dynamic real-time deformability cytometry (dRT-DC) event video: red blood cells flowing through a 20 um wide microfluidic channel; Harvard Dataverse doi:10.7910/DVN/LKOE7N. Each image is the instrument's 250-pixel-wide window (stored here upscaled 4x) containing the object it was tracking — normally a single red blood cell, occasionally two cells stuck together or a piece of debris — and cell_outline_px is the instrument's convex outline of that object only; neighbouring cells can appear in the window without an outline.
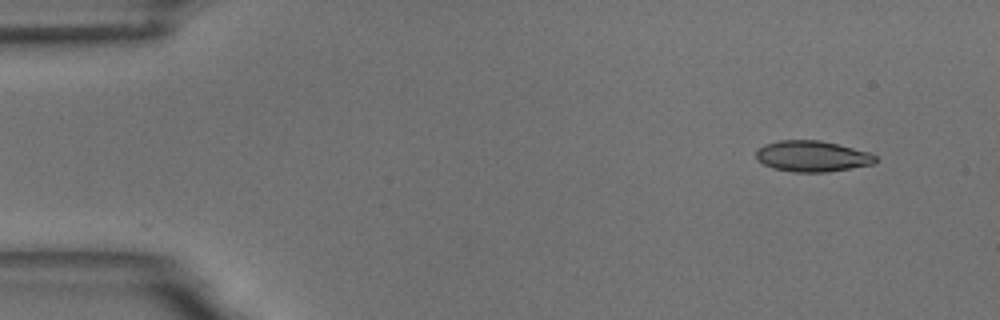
{"species": "common noctule bat (a hibernating species)", "species_latin": "Nyctalus noctula", "temperature_condition": "room temperature", "stored_images_in_passage": 51, "camera_frame_rate_fps": 3000, "um_per_image_px": 0.085, "animal": {"sex": "male", "body_mass_g": 18.8}, "frame": {"image": 1, "passage_image": 1, "time_ms": 0.0, "image_size_px": [1000, 320], "cell_outline_px": [[876, 160], [872, 164], [828, 172], [796, 172], [772, 168], [756, 160], [756, 148], [764, 144], [780, 140], [820, 140], [868, 152], [876, 156]], "centroid_in_image_um": [68.97, 13.28], "position_along_channel_um": 16.0, "area_um2": 21.44}}
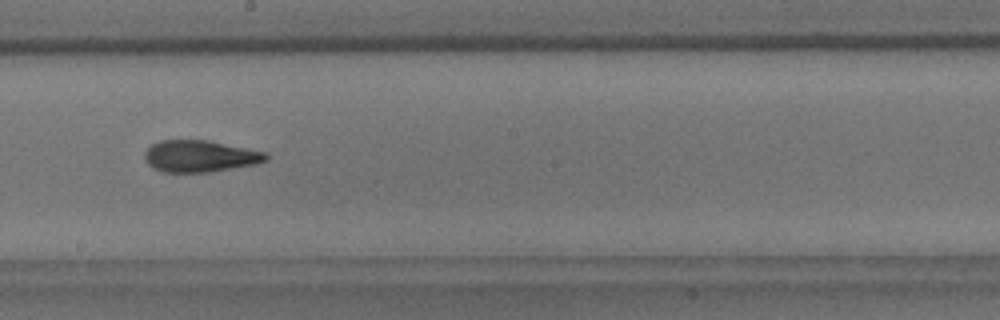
{"frame": {"image": 2, "passage_image": 27, "time_ms": 8.667, "image_size_px": [1000, 320], "cell_outline_px": [[268, 160], [256, 164], [208, 172], [164, 172], [152, 168], [144, 160], [144, 152], [152, 144], [160, 140], [208, 140], [268, 152]], "centroid_in_image_um": [17.0, 13.27], "position_along_channel_um": 231.2, "area_um2": 22.6}}
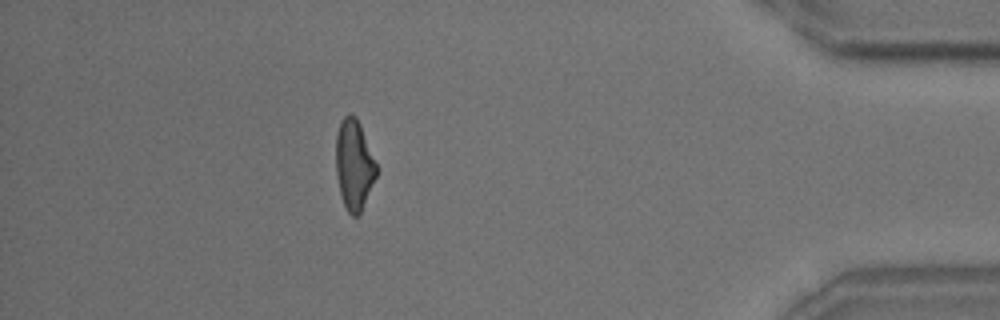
{"frame": {"image": 3, "passage_image": 45, "time_ms": 14.667, "image_size_px": [1000, 320], "cell_outline_px": [[376, 176], [360, 212], [356, 216], [352, 216], [348, 212], [344, 204], [340, 192], [336, 176], [336, 136], [340, 124], [344, 116], [348, 112], [356, 116], [360, 124], [376, 164]], "centroid_in_image_um": [30.07, 13.97], "position_along_channel_um": 405.1, "area_um2": 20.87}, "authors_computed_cell_mechanics": {"area_um2": 22.0796, "velocity_mm_per_s": 3.6705, "shape_relaxation_time_tau1_ms": 4.9748, "shape_relaxation_time_tau2_ms": 2.3864, "deformation_change_tau1": 0.1708, "deformation_change_tau2": 0.0955}}